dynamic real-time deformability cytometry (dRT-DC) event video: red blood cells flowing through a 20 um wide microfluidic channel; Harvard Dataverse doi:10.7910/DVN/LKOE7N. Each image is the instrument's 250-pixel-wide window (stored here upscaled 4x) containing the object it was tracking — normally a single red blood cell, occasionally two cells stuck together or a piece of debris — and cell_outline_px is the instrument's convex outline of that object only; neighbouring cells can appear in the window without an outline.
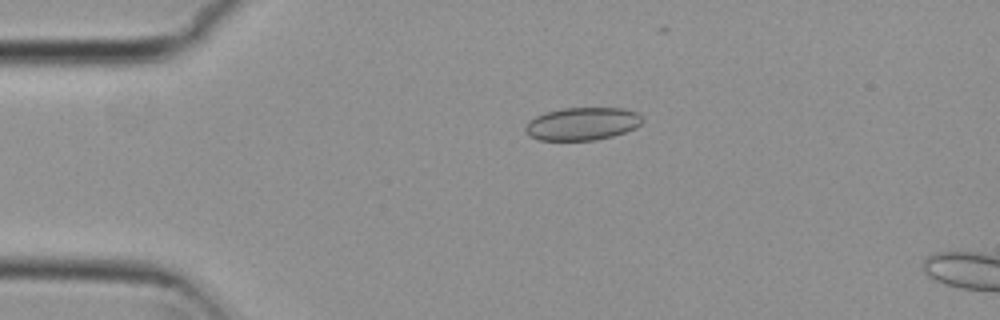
{"species": "common noctule bat (a hibernating species)", "species_latin": "Nyctalus noctula", "temperature_condition": "cold", "stored_images_in_passage": 3, "camera_frame_rate_fps": 3000, "um_per_image_px": 0.085, "animal": {"sex": "female", "body_mass_g": 29.2, "forearm_length_mm": 56.3}, "frame": {"image": 1, "passage_image": 1, "time_ms": 0.0, "image_size_px": [1000, 320], "cell_outline_px": [[644, 120], [636, 128], [612, 136], [596, 140], [540, 140], [528, 136], [524, 132], [524, 128], [528, 120], [544, 112], [564, 108], [624, 108], [636, 112]], "centroid_in_image_um": [49.46, 10.52], "position_along_channel_um": 35.5, "area_um2": 22.54}}